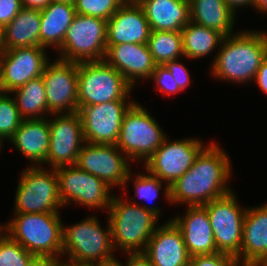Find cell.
Masks as SVG:
<instances>
[{
    "label": "cell",
    "mask_w": 267,
    "mask_h": 266,
    "mask_svg": "<svg viewBox=\"0 0 267 266\" xmlns=\"http://www.w3.org/2000/svg\"><path fill=\"white\" fill-rule=\"evenodd\" d=\"M230 157L216 142L209 143L194 164L170 186V202L187 207L203 206L232 192L228 185Z\"/></svg>",
    "instance_id": "6da1fadb"
},
{
    "label": "cell",
    "mask_w": 267,
    "mask_h": 266,
    "mask_svg": "<svg viewBox=\"0 0 267 266\" xmlns=\"http://www.w3.org/2000/svg\"><path fill=\"white\" fill-rule=\"evenodd\" d=\"M220 46L211 64L212 76L242 85L254 80L267 57V32L243 30L225 36Z\"/></svg>",
    "instance_id": "7a4b0ae2"
},
{
    "label": "cell",
    "mask_w": 267,
    "mask_h": 266,
    "mask_svg": "<svg viewBox=\"0 0 267 266\" xmlns=\"http://www.w3.org/2000/svg\"><path fill=\"white\" fill-rule=\"evenodd\" d=\"M125 200V201H124ZM127 199L112 197L109 206L108 219L111 226L113 248L125 252H144L149 239L157 229L159 221V206L137 204Z\"/></svg>",
    "instance_id": "3957f363"
},
{
    "label": "cell",
    "mask_w": 267,
    "mask_h": 266,
    "mask_svg": "<svg viewBox=\"0 0 267 266\" xmlns=\"http://www.w3.org/2000/svg\"><path fill=\"white\" fill-rule=\"evenodd\" d=\"M60 213L14 214L0 229L35 258L61 260L63 222Z\"/></svg>",
    "instance_id": "277c9868"
},
{
    "label": "cell",
    "mask_w": 267,
    "mask_h": 266,
    "mask_svg": "<svg viewBox=\"0 0 267 266\" xmlns=\"http://www.w3.org/2000/svg\"><path fill=\"white\" fill-rule=\"evenodd\" d=\"M107 221L105 230L94 215L66 228L63 225L62 257L68 254L67 262L86 266L114 258L111 226Z\"/></svg>",
    "instance_id": "5b68a950"
},
{
    "label": "cell",
    "mask_w": 267,
    "mask_h": 266,
    "mask_svg": "<svg viewBox=\"0 0 267 266\" xmlns=\"http://www.w3.org/2000/svg\"><path fill=\"white\" fill-rule=\"evenodd\" d=\"M133 87L105 60L78 62V110L117 100H128Z\"/></svg>",
    "instance_id": "8992f818"
},
{
    "label": "cell",
    "mask_w": 267,
    "mask_h": 266,
    "mask_svg": "<svg viewBox=\"0 0 267 266\" xmlns=\"http://www.w3.org/2000/svg\"><path fill=\"white\" fill-rule=\"evenodd\" d=\"M166 137L147 109L134 102L123 117L116 146L130 161L141 160L145 164Z\"/></svg>",
    "instance_id": "52a82bcc"
},
{
    "label": "cell",
    "mask_w": 267,
    "mask_h": 266,
    "mask_svg": "<svg viewBox=\"0 0 267 266\" xmlns=\"http://www.w3.org/2000/svg\"><path fill=\"white\" fill-rule=\"evenodd\" d=\"M47 170L32 164L22 171L14 197L15 214L60 213L58 175L56 169Z\"/></svg>",
    "instance_id": "ba28073f"
},
{
    "label": "cell",
    "mask_w": 267,
    "mask_h": 266,
    "mask_svg": "<svg viewBox=\"0 0 267 266\" xmlns=\"http://www.w3.org/2000/svg\"><path fill=\"white\" fill-rule=\"evenodd\" d=\"M107 20L77 14L67 29L60 59L74 62L102 61L107 51Z\"/></svg>",
    "instance_id": "9c48e42d"
},
{
    "label": "cell",
    "mask_w": 267,
    "mask_h": 266,
    "mask_svg": "<svg viewBox=\"0 0 267 266\" xmlns=\"http://www.w3.org/2000/svg\"><path fill=\"white\" fill-rule=\"evenodd\" d=\"M199 138L169 141L167 137L143 168L157 176L166 186L165 199L170 202V186L194 164L196 157L206 147Z\"/></svg>",
    "instance_id": "30bf717a"
},
{
    "label": "cell",
    "mask_w": 267,
    "mask_h": 266,
    "mask_svg": "<svg viewBox=\"0 0 267 266\" xmlns=\"http://www.w3.org/2000/svg\"><path fill=\"white\" fill-rule=\"evenodd\" d=\"M202 207L208 213L217 250L236 256L240 262L243 221L247 207H240L233 191Z\"/></svg>",
    "instance_id": "8fae6325"
},
{
    "label": "cell",
    "mask_w": 267,
    "mask_h": 266,
    "mask_svg": "<svg viewBox=\"0 0 267 266\" xmlns=\"http://www.w3.org/2000/svg\"><path fill=\"white\" fill-rule=\"evenodd\" d=\"M59 194L63 207L78 203L90 208L109 210L114 194L111 187L100 178L81 170L76 165L56 168Z\"/></svg>",
    "instance_id": "7c38bea8"
},
{
    "label": "cell",
    "mask_w": 267,
    "mask_h": 266,
    "mask_svg": "<svg viewBox=\"0 0 267 266\" xmlns=\"http://www.w3.org/2000/svg\"><path fill=\"white\" fill-rule=\"evenodd\" d=\"M128 160L116 145L85 142L75 165L100 178L111 188L116 185L126 187L133 180Z\"/></svg>",
    "instance_id": "4fadbf2b"
},
{
    "label": "cell",
    "mask_w": 267,
    "mask_h": 266,
    "mask_svg": "<svg viewBox=\"0 0 267 266\" xmlns=\"http://www.w3.org/2000/svg\"><path fill=\"white\" fill-rule=\"evenodd\" d=\"M42 78L50 116L78 112V62L49 60Z\"/></svg>",
    "instance_id": "5bb4252c"
},
{
    "label": "cell",
    "mask_w": 267,
    "mask_h": 266,
    "mask_svg": "<svg viewBox=\"0 0 267 266\" xmlns=\"http://www.w3.org/2000/svg\"><path fill=\"white\" fill-rule=\"evenodd\" d=\"M134 102L117 100L81 107L78 113L85 142L116 145L123 117Z\"/></svg>",
    "instance_id": "9a60e30c"
},
{
    "label": "cell",
    "mask_w": 267,
    "mask_h": 266,
    "mask_svg": "<svg viewBox=\"0 0 267 266\" xmlns=\"http://www.w3.org/2000/svg\"><path fill=\"white\" fill-rule=\"evenodd\" d=\"M49 120L50 141L46 165L56 169L60 166L75 165L78 154L85 143L80 114H52Z\"/></svg>",
    "instance_id": "2e32d148"
},
{
    "label": "cell",
    "mask_w": 267,
    "mask_h": 266,
    "mask_svg": "<svg viewBox=\"0 0 267 266\" xmlns=\"http://www.w3.org/2000/svg\"><path fill=\"white\" fill-rule=\"evenodd\" d=\"M46 52V48L42 46L5 50L0 57V83L3 93L11 94L30 80L41 77L49 61Z\"/></svg>",
    "instance_id": "e0dca14e"
},
{
    "label": "cell",
    "mask_w": 267,
    "mask_h": 266,
    "mask_svg": "<svg viewBox=\"0 0 267 266\" xmlns=\"http://www.w3.org/2000/svg\"><path fill=\"white\" fill-rule=\"evenodd\" d=\"M151 29L139 3H123L107 20V46L147 44Z\"/></svg>",
    "instance_id": "ac0fdd59"
},
{
    "label": "cell",
    "mask_w": 267,
    "mask_h": 266,
    "mask_svg": "<svg viewBox=\"0 0 267 266\" xmlns=\"http://www.w3.org/2000/svg\"><path fill=\"white\" fill-rule=\"evenodd\" d=\"M144 253L153 266H189L191 258L180 229L171 219L157 225Z\"/></svg>",
    "instance_id": "d6986e66"
},
{
    "label": "cell",
    "mask_w": 267,
    "mask_h": 266,
    "mask_svg": "<svg viewBox=\"0 0 267 266\" xmlns=\"http://www.w3.org/2000/svg\"><path fill=\"white\" fill-rule=\"evenodd\" d=\"M104 60L121 73L133 88L137 80L149 79L156 66L147 44L107 46Z\"/></svg>",
    "instance_id": "ffe728a7"
},
{
    "label": "cell",
    "mask_w": 267,
    "mask_h": 266,
    "mask_svg": "<svg viewBox=\"0 0 267 266\" xmlns=\"http://www.w3.org/2000/svg\"><path fill=\"white\" fill-rule=\"evenodd\" d=\"M185 211L184 216L177 215L171 220L180 229L189 255L219 252L207 211L202 206L186 207Z\"/></svg>",
    "instance_id": "44dd1931"
},
{
    "label": "cell",
    "mask_w": 267,
    "mask_h": 266,
    "mask_svg": "<svg viewBox=\"0 0 267 266\" xmlns=\"http://www.w3.org/2000/svg\"><path fill=\"white\" fill-rule=\"evenodd\" d=\"M263 260H267V203L247 207L240 249L242 266Z\"/></svg>",
    "instance_id": "7402d4cb"
},
{
    "label": "cell",
    "mask_w": 267,
    "mask_h": 266,
    "mask_svg": "<svg viewBox=\"0 0 267 266\" xmlns=\"http://www.w3.org/2000/svg\"><path fill=\"white\" fill-rule=\"evenodd\" d=\"M9 141L33 166L45 165L50 141L48 117L23 119Z\"/></svg>",
    "instance_id": "603a6c76"
},
{
    "label": "cell",
    "mask_w": 267,
    "mask_h": 266,
    "mask_svg": "<svg viewBox=\"0 0 267 266\" xmlns=\"http://www.w3.org/2000/svg\"><path fill=\"white\" fill-rule=\"evenodd\" d=\"M152 31H182L190 21L189 1L141 0Z\"/></svg>",
    "instance_id": "cb8c5ba5"
},
{
    "label": "cell",
    "mask_w": 267,
    "mask_h": 266,
    "mask_svg": "<svg viewBox=\"0 0 267 266\" xmlns=\"http://www.w3.org/2000/svg\"><path fill=\"white\" fill-rule=\"evenodd\" d=\"M41 14L38 9L22 8L2 29L4 50L40 46Z\"/></svg>",
    "instance_id": "d4e9b609"
},
{
    "label": "cell",
    "mask_w": 267,
    "mask_h": 266,
    "mask_svg": "<svg viewBox=\"0 0 267 266\" xmlns=\"http://www.w3.org/2000/svg\"><path fill=\"white\" fill-rule=\"evenodd\" d=\"M41 29L40 46L55 47L58 50L63 43L67 29L76 15L75 6L66 3L51 2L45 9L40 10Z\"/></svg>",
    "instance_id": "484cf974"
},
{
    "label": "cell",
    "mask_w": 267,
    "mask_h": 266,
    "mask_svg": "<svg viewBox=\"0 0 267 266\" xmlns=\"http://www.w3.org/2000/svg\"><path fill=\"white\" fill-rule=\"evenodd\" d=\"M190 20L224 36L233 34L236 14L224 0H190Z\"/></svg>",
    "instance_id": "4316f807"
},
{
    "label": "cell",
    "mask_w": 267,
    "mask_h": 266,
    "mask_svg": "<svg viewBox=\"0 0 267 266\" xmlns=\"http://www.w3.org/2000/svg\"><path fill=\"white\" fill-rule=\"evenodd\" d=\"M181 34L184 56L190 60L209 56L225 37L222 33L191 20L182 28Z\"/></svg>",
    "instance_id": "83f0119b"
},
{
    "label": "cell",
    "mask_w": 267,
    "mask_h": 266,
    "mask_svg": "<svg viewBox=\"0 0 267 266\" xmlns=\"http://www.w3.org/2000/svg\"><path fill=\"white\" fill-rule=\"evenodd\" d=\"M11 93L14 96L16 95L14 99L23 119H41L50 114L48 112L45 83L42 76L30 80Z\"/></svg>",
    "instance_id": "f1b7e54d"
},
{
    "label": "cell",
    "mask_w": 267,
    "mask_h": 266,
    "mask_svg": "<svg viewBox=\"0 0 267 266\" xmlns=\"http://www.w3.org/2000/svg\"><path fill=\"white\" fill-rule=\"evenodd\" d=\"M147 46L156 65L185 58L181 31H152Z\"/></svg>",
    "instance_id": "f546056e"
},
{
    "label": "cell",
    "mask_w": 267,
    "mask_h": 266,
    "mask_svg": "<svg viewBox=\"0 0 267 266\" xmlns=\"http://www.w3.org/2000/svg\"><path fill=\"white\" fill-rule=\"evenodd\" d=\"M8 94L0 95V139L2 141L5 139L9 141L23 121L14 97Z\"/></svg>",
    "instance_id": "4dcf8cb0"
},
{
    "label": "cell",
    "mask_w": 267,
    "mask_h": 266,
    "mask_svg": "<svg viewBox=\"0 0 267 266\" xmlns=\"http://www.w3.org/2000/svg\"><path fill=\"white\" fill-rule=\"evenodd\" d=\"M35 257L0 229V266H28Z\"/></svg>",
    "instance_id": "1f68e13d"
},
{
    "label": "cell",
    "mask_w": 267,
    "mask_h": 266,
    "mask_svg": "<svg viewBox=\"0 0 267 266\" xmlns=\"http://www.w3.org/2000/svg\"><path fill=\"white\" fill-rule=\"evenodd\" d=\"M122 0H76L77 14L108 20L123 4Z\"/></svg>",
    "instance_id": "d6a6232c"
},
{
    "label": "cell",
    "mask_w": 267,
    "mask_h": 266,
    "mask_svg": "<svg viewBox=\"0 0 267 266\" xmlns=\"http://www.w3.org/2000/svg\"><path fill=\"white\" fill-rule=\"evenodd\" d=\"M144 174L134 175L135 194L138 198L152 202L157 199L160 189L163 188L161 181L157 176L151 174L148 170ZM147 173V174H146Z\"/></svg>",
    "instance_id": "836d02e7"
},
{
    "label": "cell",
    "mask_w": 267,
    "mask_h": 266,
    "mask_svg": "<svg viewBox=\"0 0 267 266\" xmlns=\"http://www.w3.org/2000/svg\"><path fill=\"white\" fill-rule=\"evenodd\" d=\"M189 266H242L236 256L217 252L195 255L190 258Z\"/></svg>",
    "instance_id": "e575fe53"
},
{
    "label": "cell",
    "mask_w": 267,
    "mask_h": 266,
    "mask_svg": "<svg viewBox=\"0 0 267 266\" xmlns=\"http://www.w3.org/2000/svg\"><path fill=\"white\" fill-rule=\"evenodd\" d=\"M156 83V91H160L165 95L175 94V80L165 65H156L149 80Z\"/></svg>",
    "instance_id": "d590c367"
},
{
    "label": "cell",
    "mask_w": 267,
    "mask_h": 266,
    "mask_svg": "<svg viewBox=\"0 0 267 266\" xmlns=\"http://www.w3.org/2000/svg\"><path fill=\"white\" fill-rule=\"evenodd\" d=\"M174 76L175 80V94L184 91L185 88L191 83L188 69L182 64L179 59L168 61L164 64Z\"/></svg>",
    "instance_id": "8d00e7d4"
},
{
    "label": "cell",
    "mask_w": 267,
    "mask_h": 266,
    "mask_svg": "<svg viewBox=\"0 0 267 266\" xmlns=\"http://www.w3.org/2000/svg\"><path fill=\"white\" fill-rule=\"evenodd\" d=\"M22 8L21 0H0V28L9 24Z\"/></svg>",
    "instance_id": "74e56055"
},
{
    "label": "cell",
    "mask_w": 267,
    "mask_h": 266,
    "mask_svg": "<svg viewBox=\"0 0 267 266\" xmlns=\"http://www.w3.org/2000/svg\"><path fill=\"white\" fill-rule=\"evenodd\" d=\"M126 254H128V259L124 266H153L144 252H126Z\"/></svg>",
    "instance_id": "f35d334b"
},
{
    "label": "cell",
    "mask_w": 267,
    "mask_h": 266,
    "mask_svg": "<svg viewBox=\"0 0 267 266\" xmlns=\"http://www.w3.org/2000/svg\"><path fill=\"white\" fill-rule=\"evenodd\" d=\"M254 80L262 92L267 95V57L261 63Z\"/></svg>",
    "instance_id": "ab89813d"
},
{
    "label": "cell",
    "mask_w": 267,
    "mask_h": 266,
    "mask_svg": "<svg viewBox=\"0 0 267 266\" xmlns=\"http://www.w3.org/2000/svg\"><path fill=\"white\" fill-rule=\"evenodd\" d=\"M51 0H21L23 8L43 10L49 4Z\"/></svg>",
    "instance_id": "60d3db41"
},
{
    "label": "cell",
    "mask_w": 267,
    "mask_h": 266,
    "mask_svg": "<svg viewBox=\"0 0 267 266\" xmlns=\"http://www.w3.org/2000/svg\"><path fill=\"white\" fill-rule=\"evenodd\" d=\"M228 7L237 14L239 8L253 5V0H224ZM238 8V9H237ZM237 10V11H236Z\"/></svg>",
    "instance_id": "b9f144b4"
},
{
    "label": "cell",
    "mask_w": 267,
    "mask_h": 266,
    "mask_svg": "<svg viewBox=\"0 0 267 266\" xmlns=\"http://www.w3.org/2000/svg\"><path fill=\"white\" fill-rule=\"evenodd\" d=\"M252 7L255 8V10L259 11L260 13H267V0H253Z\"/></svg>",
    "instance_id": "7bdbcfd3"
},
{
    "label": "cell",
    "mask_w": 267,
    "mask_h": 266,
    "mask_svg": "<svg viewBox=\"0 0 267 266\" xmlns=\"http://www.w3.org/2000/svg\"><path fill=\"white\" fill-rule=\"evenodd\" d=\"M91 266H124V263L118 261L117 258H112L110 260H106L97 264H93Z\"/></svg>",
    "instance_id": "ee69618b"
},
{
    "label": "cell",
    "mask_w": 267,
    "mask_h": 266,
    "mask_svg": "<svg viewBox=\"0 0 267 266\" xmlns=\"http://www.w3.org/2000/svg\"><path fill=\"white\" fill-rule=\"evenodd\" d=\"M28 266H51V261L42 258H35Z\"/></svg>",
    "instance_id": "f6af8a7d"
},
{
    "label": "cell",
    "mask_w": 267,
    "mask_h": 266,
    "mask_svg": "<svg viewBox=\"0 0 267 266\" xmlns=\"http://www.w3.org/2000/svg\"><path fill=\"white\" fill-rule=\"evenodd\" d=\"M51 266H86V265H80V264H74V263H70V262H61L58 260V261H52L51 262Z\"/></svg>",
    "instance_id": "bcb514c9"
},
{
    "label": "cell",
    "mask_w": 267,
    "mask_h": 266,
    "mask_svg": "<svg viewBox=\"0 0 267 266\" xmlns=\"http://www.w3.org/2000/svg\"><path fill=\"white\" fill-rule=\"evenodd\" d=\"M4 51L2 28H0V57L3 55Z\"/></svg>",
    "instance_id": "7dc6e473"
},
{
    "label": "cell",
    "mask_w": 267,
    "mask_h": 266,
    "mask_svg": "<svg viewBox=\"0 0 267 266\" xmlns=\"http://www.w3.org/2000/svg\"><path fill=\"white\" fill-rule=\"evenodd\" d=\"M51 2L75 5L76 0H51Z\"/></svg>",
    "instance_id": "c3c4849f"
},
{
    "label": "cell",
    "mask_w": 267,
    "mask_h": 266,
    "mask_svg": "<svg viewBox=\"0 0 267 266\" xmlns=\"http://www.w3.org/2000/svg\"><path fill=\"white\" fill-rule=\"evenodd\" d=\"M248 266H267V260L255 262V263H252V264H250Z\"/></svg>",
    "instance_id": "681fc988"
},
{
    "label": "cell",
    "mask_w": 267,
    "mask_h": 266,
    "mask_svg": "<svg viewBox=\"0 0 267 266\" xmlns=\"http://www.w3.org/2000/svg\"><path fill=\"white\" fill-rule=\"evenodd\" d=\"M124 3H139L141 0H122Z\"/></svg>",
    "instance_id": "f907efd6"
},
{
    "label": "cell",
    "mask_w": 267,
    "mask_h": 266,
    "mask_svg": "<svg viewBox=\"0 0 267 266\" xmlns=\"http://www.w3.org/2000/svg\"><path fill=\"white\" fill-rule=\"evenodd\" d=\"M4 143V141H2L1 139H0V150H1V147L3 146L2 144ZM1 152V151H0Z\"/></svg>",
    "instance_id": "816d5d0a"
},
{
    "label": "cell",
    "mask_w": 267,
    "mask_h": 266,
    "mask_svg": "<svg viewBox=\"0 0 267 266\" xmlns=\"http://www.w3.org/2000/svg\"><path fill=\"white\" fill-rule=\"evenodd\" d=\"M3 93L2 87H1V83H0V95Z\"/></svg>",
    "instance_id": "f5cc1de1"
}]
</instances>
